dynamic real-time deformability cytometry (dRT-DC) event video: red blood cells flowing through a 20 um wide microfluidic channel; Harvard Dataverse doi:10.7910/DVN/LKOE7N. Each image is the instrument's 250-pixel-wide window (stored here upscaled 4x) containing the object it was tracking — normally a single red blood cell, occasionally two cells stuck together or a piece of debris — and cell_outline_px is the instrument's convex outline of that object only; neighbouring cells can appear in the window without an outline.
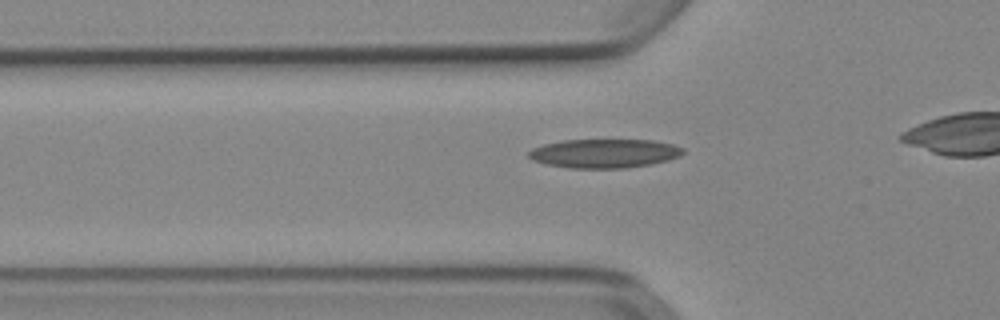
{"species": "Egyptian fruit bat (a non-hibernating species)", "species_latin": "Rousettus aegyptiacus", "temperature_condition": "cold", "stored_images_in_passage": 34, "camera_frame_rate_fps": 3000, "um_per_image_px": 0.085, "animal": {"sex": "female"}, "frame": {"image": 1, "passage_image": 9, "time_ms": 2.667, "image_size_px": [1000, 320], "cell_outline_px": [[684, 152], [680, 156], [668, 160], [648, 164], [624, 168], [568, 168], [548, 164], [532, 160], [528, 156], [528, 152], [532, 148], [544, 144], [564, 140], [652, 140], [672, 144], [684, 148]], "centroid_in_image_um": [51.36, 13.03], "position_along_channel_um": 74.4, "area_um2": 25.89}}
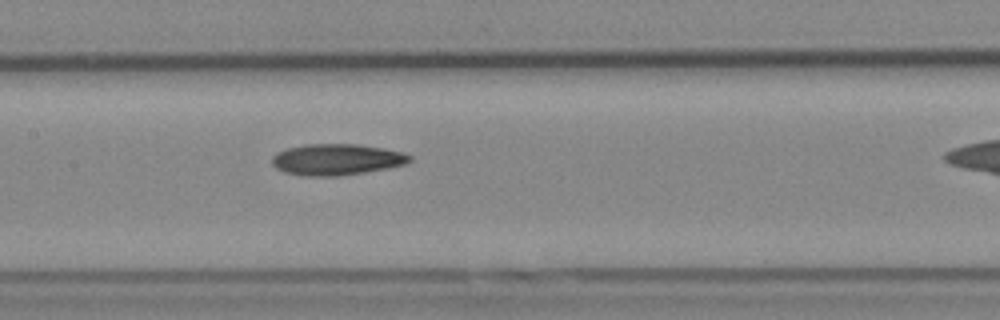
{"frame": {"image": 2, "passage_image": 17, "time_ms": 5.333, "image_size_px": [1000, 320], "cell_outline_px": [[412, 160], [404, 164], [388, 168], [340, 176], [304, 176], [284, 172], [276, 168], [272, 164], [272, 156], [276, 152], [288, 148], [304, 144], [356, 144], [384, 148], [404, 152], [412, 156]], "centroid_in_image_um": [28.61, 13.55], "position_along_channel_um": 178.8, "area_um2": 25.2}}
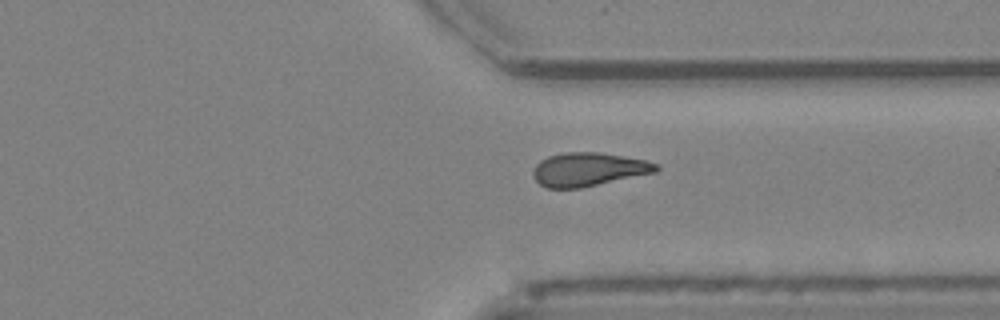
{"frame": {"image": 3, "passage_image": 31, "time_ms": 10.0, "image_size_px": [1000, 320], "cell_outline_px": [[660, 168], [656, 172], [580, 188], [544, 188], [532, 176], [532, 172], [536, 164], [540, 160], [548, 156], [564, 152], [600, 152], [644, 160], [660, 164]], "centroid_in_image_um": [50.0, 14.39], "position_along_channel_um": 361.4, "area_um2": 24.1}}